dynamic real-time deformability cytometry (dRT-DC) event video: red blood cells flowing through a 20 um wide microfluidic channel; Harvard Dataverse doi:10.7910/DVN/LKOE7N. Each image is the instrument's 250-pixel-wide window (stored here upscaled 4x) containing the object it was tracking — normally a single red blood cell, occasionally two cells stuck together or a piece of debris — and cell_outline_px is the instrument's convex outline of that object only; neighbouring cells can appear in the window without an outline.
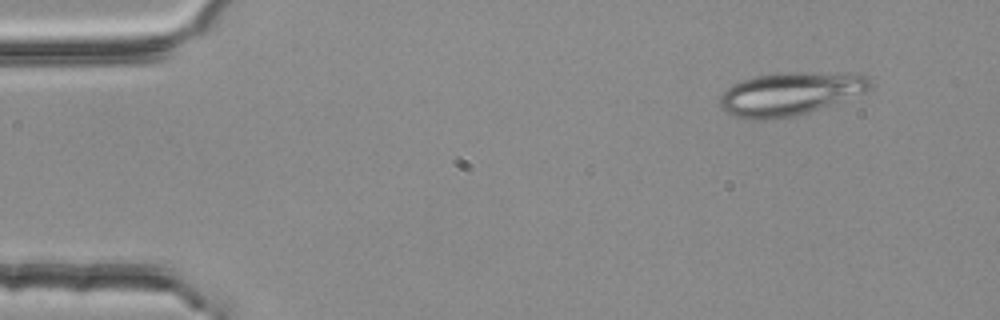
{"species": "common noctule bat (a hibernating species)", "species_latin": "Nyctalus noctula", "temperature_condition": "room temperature", "stored_images_in_passage": 3, "camera_frame_rate_fps": 3000, "um_per_image_px": 0.085, "animal": {"sex": "female", "body_mass_g": 25.1}, "frame": {"image": 1, "passage_image": 3, "time_ms": 0.667, "image_size_px": [1000, 320], "cell_outline_px": [[872, 88], [868, 92], [808, 112], [792, 116], [764, 120], [748, 120], [724, 112], [720, 108], [720, 96], [732, 84], [740, 80], [756, 76], [776, 72], [800, 72], [868, 76], [872, 84]], "centroid_in_image_um": [67.11, 7.98], "position_along_channel_um": 17.9, "area_um2": 37.63}}